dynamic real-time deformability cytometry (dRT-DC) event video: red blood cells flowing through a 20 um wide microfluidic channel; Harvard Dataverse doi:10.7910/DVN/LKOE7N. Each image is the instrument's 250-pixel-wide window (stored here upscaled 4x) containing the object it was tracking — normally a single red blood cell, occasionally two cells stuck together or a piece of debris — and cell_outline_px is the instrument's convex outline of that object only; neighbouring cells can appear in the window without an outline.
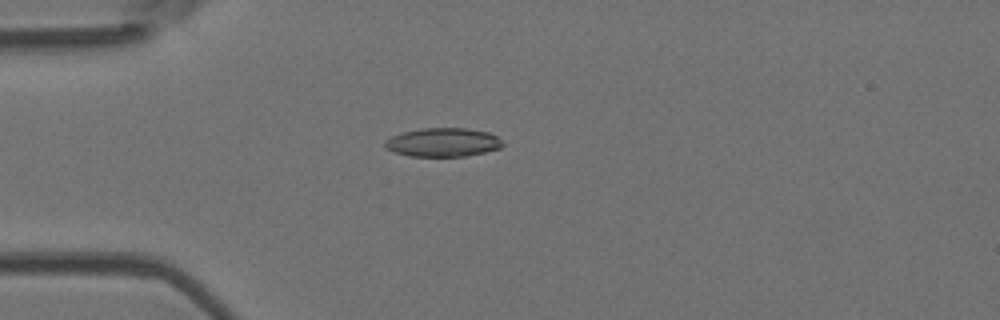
{"species": "Egyptian fruit bat (a non-hibernating species)", "species_latin": "Rousettus aegyptiacus", "temperature_condition": "room temperature", "stored_images_in_passage": 4, "camera_frame_rate_fps": 3000, "um_per_image_px": 0.085, "animal": {"sex": "female"}, "frame": {"image": 1, "passage_image": 4, "time_ms": 3.333, "image_size_px": [1000, 320], "cell_outline_px": [[504, 144], [500, 148], [484, 152], [464, 156], [408, 156], [396, 152], [388, 148], [384, 144], [384, 140], [400, 132], [424, 128], [464, 128], [488, 132], [496, 136]], "centroid_in_image_um": [37.63, 12.09], "position_along_channel_um": 47.4, "area_um2": 19.54}}